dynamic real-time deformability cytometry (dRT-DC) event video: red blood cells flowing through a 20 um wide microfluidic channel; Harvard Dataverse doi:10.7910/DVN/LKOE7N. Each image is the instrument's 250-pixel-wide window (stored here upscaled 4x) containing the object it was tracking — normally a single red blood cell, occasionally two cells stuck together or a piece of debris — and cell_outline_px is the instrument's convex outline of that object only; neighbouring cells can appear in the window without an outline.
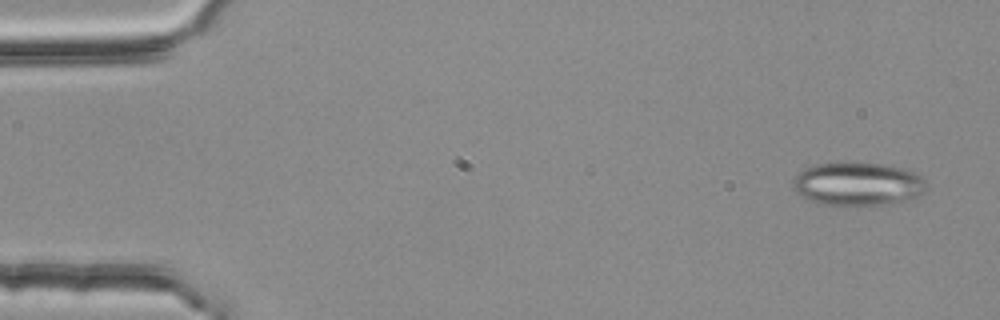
{"species": "common noctule bat (a hibernating species)", "species_latin": "Nyctalus noctula", "temperature_condition": "room temperature", "stored_images_in_passage": 3, "camera_frame_rate_fps": 3000, "um_per_image_px": 0.085, "animal": {"sex": "female", "body_mass_g": 25.1}, "frame": {"image": 1, "passage_image": 1, "time_ms": 0.0, "image_size_px": [1000, 320], "cell_outline_px": [[928, 184], [924, 192], [920, 196], [904, 200], [884, 204], [820, 204], [800, 196], [792, 188], [792, 184], [796, 176], [804, 168], [816, 164], [884, 164], [916, 172]], "centroid_in_image_um": [72.92, 15.64], "position_along_channel_um": 12.1, "area_um2": 33.06}}